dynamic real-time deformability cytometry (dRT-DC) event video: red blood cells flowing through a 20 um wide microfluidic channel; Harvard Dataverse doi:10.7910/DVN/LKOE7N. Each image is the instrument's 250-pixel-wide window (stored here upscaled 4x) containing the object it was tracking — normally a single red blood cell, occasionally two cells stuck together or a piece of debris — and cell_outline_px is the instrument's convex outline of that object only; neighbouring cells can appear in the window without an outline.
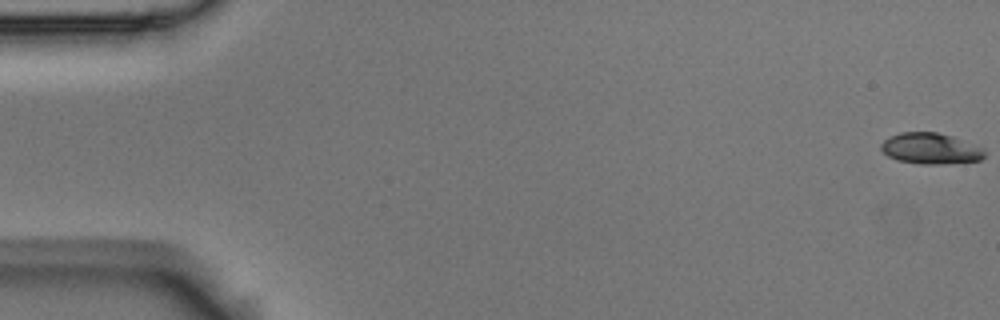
{"species": "Egyptian fruit bat (a non-hibernating species)", "species_latin": "Rousettus aegyptiacus", "temperature_condition": "room temperature", "stored_images_in_passage": 6, "camera_frame_rate_fps": 3000, "um_per_image_px": 0.085, "animal": {"sex": "male"}, "frame": {"image": 1, "passage_image": 1, "time_ms": 0.0, "image_size_px": [1000, 320], "cell_outline_px": [[984, 156], [980, 160], [936, 164], [920, 164], [896, 160], [888, 156], [880, 148], [880, 144], [884, 140], [900, 132], [936, 132], [952, 136], [984, 148]], "centroid_in_image_um": [79.07, 12.62], "position_along_channel_um": 5.9, "area_um2": 18.55}}
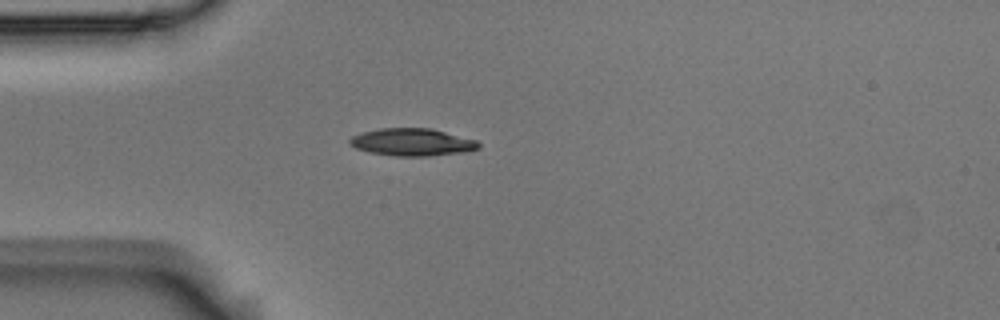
{"frame": {"image": 2, "passage_image": 4, "time_ms": 1.0, "image_size_px": [1000, 320], "cell_outline_px": [[480, 148], [468, 152], [428, 156], [396, 156], [368, 152], [356, 148], [348, 144], [348, 140], [352, 136], [364, 132], [380, 128], [432, 128], [476, 140], [480, 144]], "centroid_in_image_um": [35.05, 12.09], "position_along_channel_um": 50.0, "area_um2": 20.75}}
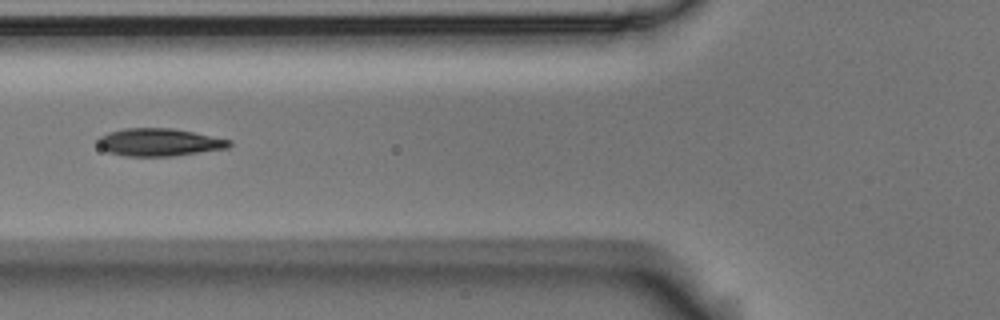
{"frame": {"image": 3, "passage_image": 6, "time_ms": 1.667, "image_size_px": [1000, 320], "cell_outline_px": [[232, 144], [228, 148], [172, 156], [124, 156], [108, 152], [100, 148], [96, 144], [96, 140], [100, 136], [108, 132], [124, 128], [172, 128], [232, 140]], "centroid_in_image_um": [13.49, 12.09], "position_along_channel_um": 112.3, "area_um2": 21.27}}